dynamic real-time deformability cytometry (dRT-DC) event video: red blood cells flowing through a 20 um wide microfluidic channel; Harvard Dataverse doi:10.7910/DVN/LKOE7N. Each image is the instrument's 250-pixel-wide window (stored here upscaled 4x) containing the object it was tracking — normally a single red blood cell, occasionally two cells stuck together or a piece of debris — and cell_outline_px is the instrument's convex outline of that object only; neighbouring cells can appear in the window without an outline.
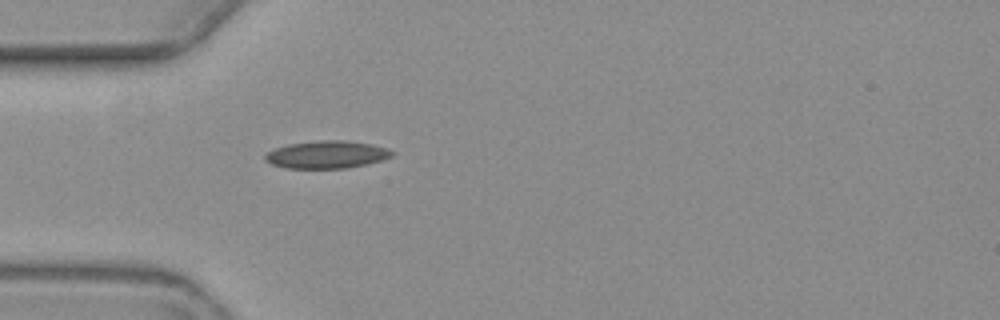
{"species": "common noctule bat (a hibernating species)", "species_latin": "Nyctalus noctula", "temperature_condition": "warm", "stored_images_in_passage": 1, "camera_frame_rate_fps": 3000, "um_per_image_px": 0.085, "animal": {"sex": "female", "body_mass_g": 19.3, "forearm_length_mm": 54.1}, "frame": {"image": 1, "passage_image": 1, "time_ms": 0.0, "image_size_px": [1000, 320], "cell_outline_px": [[396, 152], [392, 156], [368, 164], [348, 168], [284, 168], [272, 164], [264, 160], [264, 156], [268, 152], [276, 148], [288, 144], [320, 140], [344, 140], [372, 144], [388, 148]], "centroid_in_image_um": [27.8, 13.14], "position_along_channel_um": 57.2, "area_um2": 20.46}}